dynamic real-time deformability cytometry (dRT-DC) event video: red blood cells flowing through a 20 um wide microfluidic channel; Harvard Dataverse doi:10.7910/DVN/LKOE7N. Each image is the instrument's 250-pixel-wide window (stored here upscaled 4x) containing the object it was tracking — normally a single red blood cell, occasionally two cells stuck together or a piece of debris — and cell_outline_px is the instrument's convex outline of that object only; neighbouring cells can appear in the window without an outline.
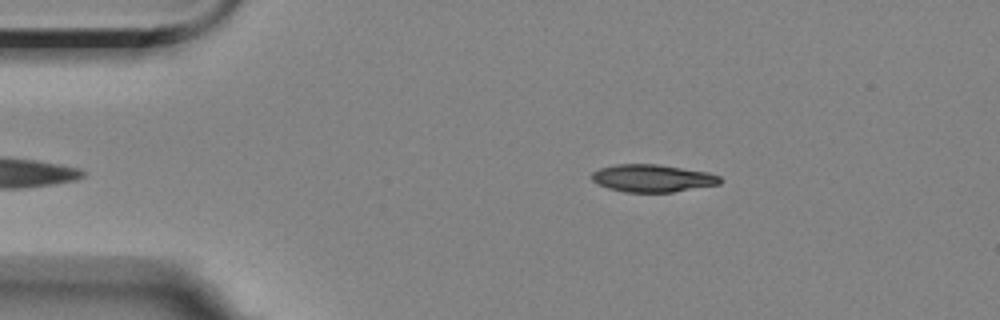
{"species": "Egyptian fruit bat (a non-hibernating species)", "species_latin": "Rousettus aegyptiacus", "temperature_condition": "room temperature", "stored_images_in_passage": 9, "camera_frame_rate_fps": 3000, "um_per_image_px": 0.085, "animal": {"sex": "female"}, "frame": {"image": 1, "passage_image": 2, "time_ms": 1.0, "image_size_px": [1000, 320], "cell_outline_px": [[724, 180], [720, 184], [672, 192], [624, 192], [608, 188], [592, 180], [592, 172], [600, 168], [616, 164], [660, 164], [708, 172], [720, 176]], "centroid_in_image_um": [55.5, 15.14], "position_along_channel_um": 29.5, "area_um2": 20.63}}
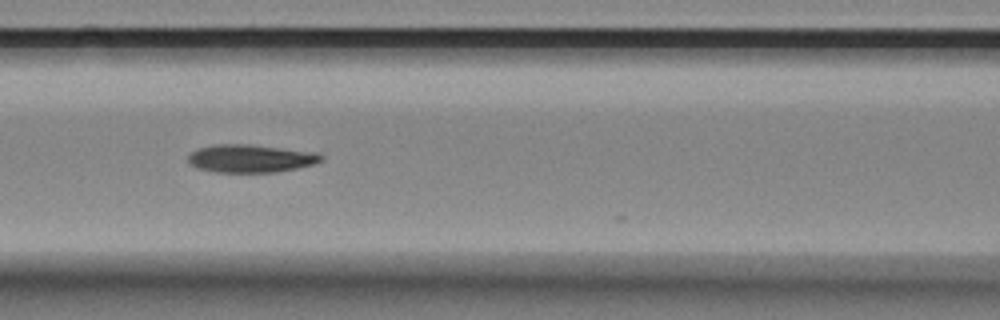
{"frame": {"image": 2, "passage_image": 6, "time_ms": 5.667, "image_size_px": [1000, 320], "cell_outline_px": [[324, 160], [312, 164], [296, 168], [276, 172], [216, 172], [196, 168], [188, 164], [188, 156], [192, 152], [200, 148], [216, 144], [248, 144], [320, 152], [324, 156]], "centroid_in_image_um": [21.33, 13.47], "position_along_channel_um": 145.3, "area_um2": 21.79}}
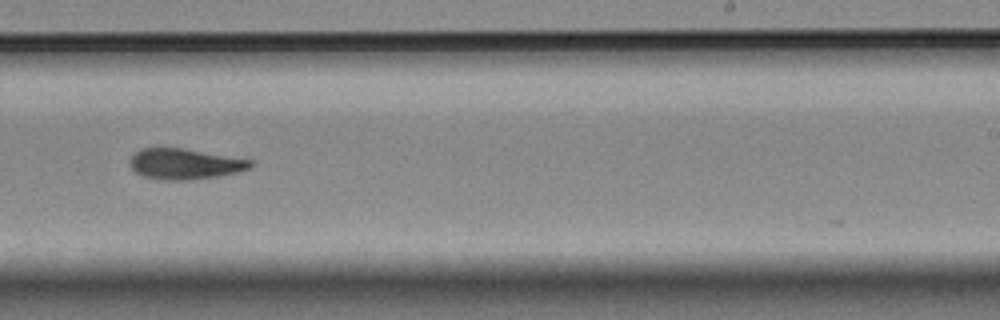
{"frame": {"image": 3, "passage_image": 9, "time_ms": 9.333, "image_size_px": [1000, 320], "cell_outline_px": [[252, 168], [220, 176], [184, 180], [164, 180], [144, 176], [136, 172], [128, 164], [128, 160], [140, 148], [184, 148], [252, 160]], "centroid_in_image_um": [15.69, 13.93], "position_along_channel_um": 273.3, "area_um2": 21.5}}